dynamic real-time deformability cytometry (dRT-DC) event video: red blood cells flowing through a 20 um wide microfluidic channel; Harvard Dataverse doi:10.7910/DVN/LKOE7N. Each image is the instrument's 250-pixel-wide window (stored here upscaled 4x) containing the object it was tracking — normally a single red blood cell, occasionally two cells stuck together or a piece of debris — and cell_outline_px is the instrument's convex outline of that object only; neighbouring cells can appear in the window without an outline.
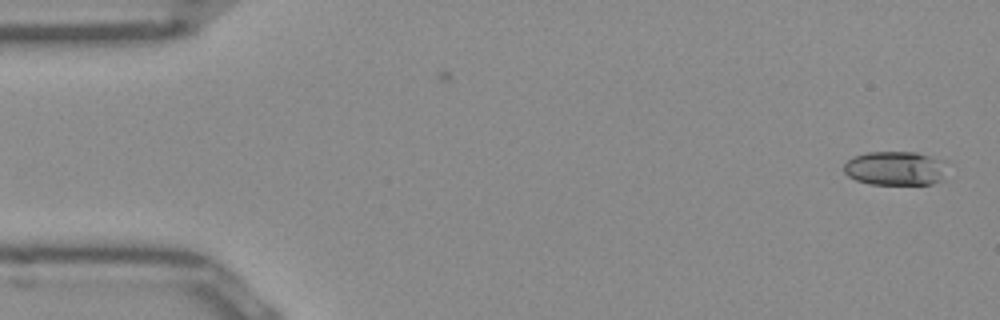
{"species": "Egyptian fruit bat (a non-hibernating species)", "species_latin": "Rousettus aegyptiacus", "temperature_condition": "room temperature", "stored_images_in_passage": 50, "camera_frame_rate_fps": 3000, "um_per_image_px": 0.085, "frame": {"image": 1, "passage_image": 1, "time_ms": 0.0, "image_size_px": [1000, 320], "cell_outline_px": [[944, 180], [932, 184], [872, 184], [856, 180], [848, 176], [844, 172], [844, 164], [852, 156], [868, 152], [916, 152], [928, 156], [932, 160]], "centroid_in_image_um": [75.89, 14.32], "position_along_channel_um": 9.1, "area_um2": 19.48}}
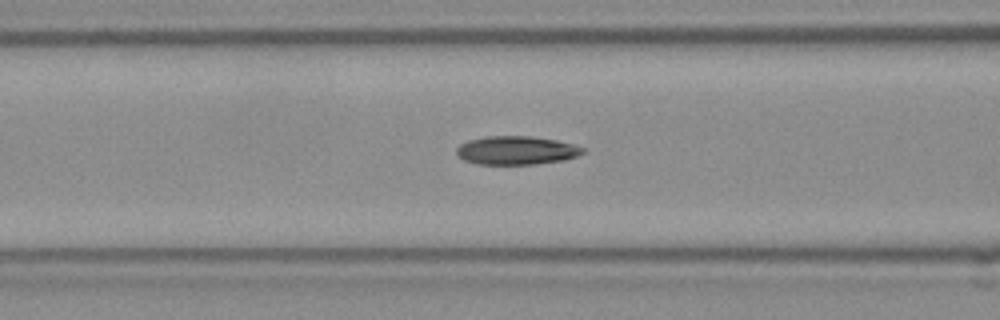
{"frame": {"image": 2, "passage_image": 19, "time_ms": 6.0, "image_size_px": [1000, 320], "cell_outline_px": [[584, 152], [576, 156], [564, 160], [536, 164], [476, 164], [464, 160], [456, 152], [456, 148], [460, 144], [468, 140], [488, 136], [528, 136], [556, 140], [572, 144], [584, 148]], "centroid_in_image_um": [43.87, 12.78], "position_along_channel_um": 122.7, "area_um2": 20.87}}
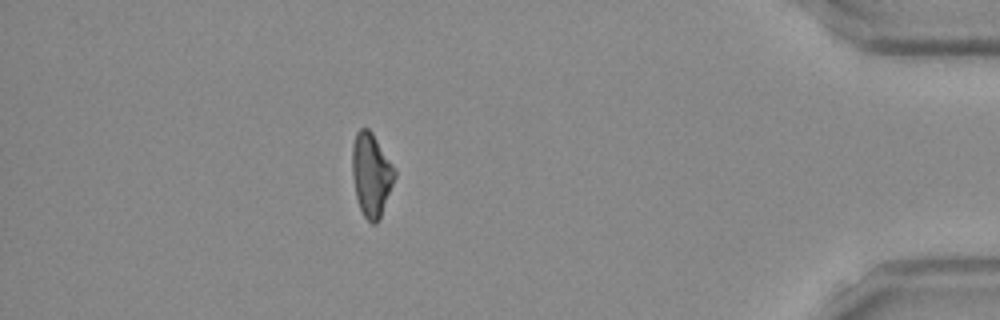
{"frame": {"image": 3, "passage_image": 44, "time_ms": 14.333, "image_size_px": [1000, 320], "cell_outline_px": [[396, 176], [380, 216], [376, 224], [372, 224], [364, 216], [360, 208], [356, 196], [352, 172], [352, 144], [356, 132], [360, 128], [368, 128], [372, 132], [396, 168]], "centroid_in_image_um": [31.56, 14.8], "position_along_channel_um": 403.6, "area_um2": 20.58}, "authors_computed_cell_mechanics": {"area_um2": 20.7502, "velocity_mm_per_s": 3.9698, "shape_relaxation_time_tau1_ms": null, "shape_relaxation_time_tau2_ms": 3.2311, "deformation_change_tau1": null, "deformation_change_tau2": 0.1}}